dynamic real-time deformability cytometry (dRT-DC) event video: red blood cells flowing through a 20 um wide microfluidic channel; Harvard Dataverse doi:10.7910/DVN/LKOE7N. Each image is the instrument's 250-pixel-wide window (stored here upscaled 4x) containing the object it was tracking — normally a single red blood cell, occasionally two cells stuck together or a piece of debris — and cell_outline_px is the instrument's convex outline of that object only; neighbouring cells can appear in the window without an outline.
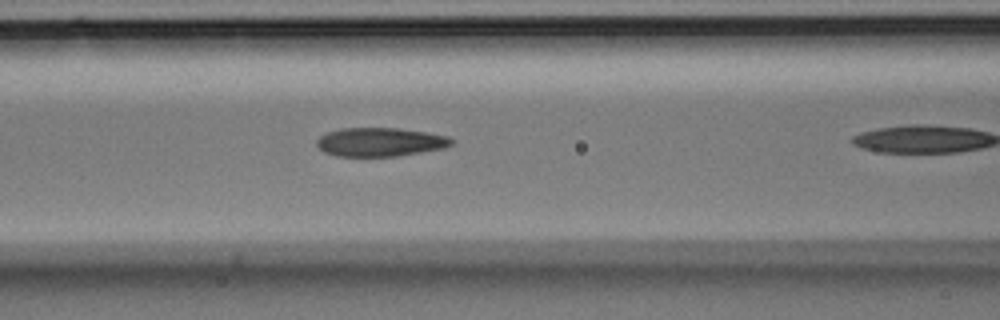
{"species": "Egyptian fruit bat (a non-hibernating species)", "species_latin": "Rousettus aegyptiacus", "temperature_condition": "room temperature", "stored_images_in_passage": 4, "camera_frame_rate_fps": 3000, "um_per_image_px": 0.085, "animal": {"sex": "male"}, "frame": {"image": 1, "passage_image": 3, "time_ms": 0.667, "image_size_px": [1000, 320], "cell_outline_px": [[452, 144], [444, 148], [396, 156], [336, 156], [324, 152], [316, 144], [316, 140], [320, 136], [328, 132], [340, 128], [396, 128], [424, 132], [448, 136], [452, 140]], "centroid_in_image_um": [32.27, 12.07], "position_along_channel_um": 134.3, "area_um2": 22.37}}